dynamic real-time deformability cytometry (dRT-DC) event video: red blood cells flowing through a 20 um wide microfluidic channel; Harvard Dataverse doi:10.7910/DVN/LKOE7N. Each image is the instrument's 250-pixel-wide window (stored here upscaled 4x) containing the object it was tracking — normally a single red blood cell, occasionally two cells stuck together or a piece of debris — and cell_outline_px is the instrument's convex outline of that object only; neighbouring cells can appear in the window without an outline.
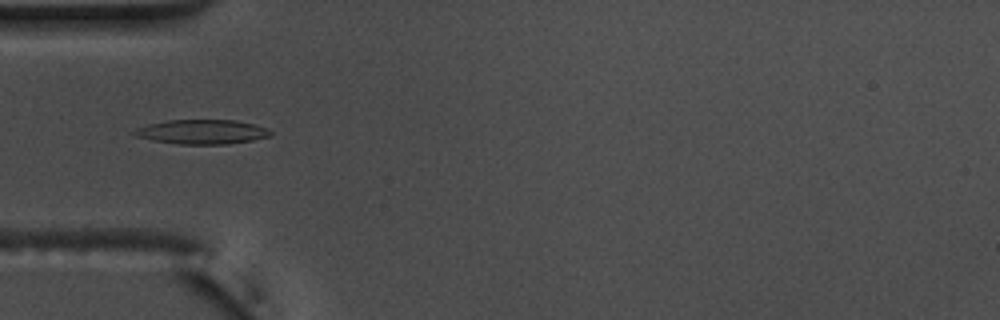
{"species": "common noctule bat (a hibernating species)", "species_latin": "Nyctalus noctula", "temperature_condition": "warm", "stored_images_in_passage": 53, "camera_frame_rate_fps": 3000, "um_per_image_px": 0.085, "animal": {"sex": "male", "body_mass_g": 17.5, "forearm_length_mm": 52.3}, "frame": {"image": 1, "passage_image": 16, "time_ms": 5.0, "image_size_px": [1000, 320], "cell_outline_px": [[272, 136], [252, 140], [228, 144], [180, 144], [152, 140], [136, 136], [132, 132], [136, 128], [148, 124], [168, 120], [236, 120], [268, 128], [272, 132]], "centroid_in_image_um": [17.19, 11.2], "position_along_channel_um": 67.8, "area_um2": 19.36}}
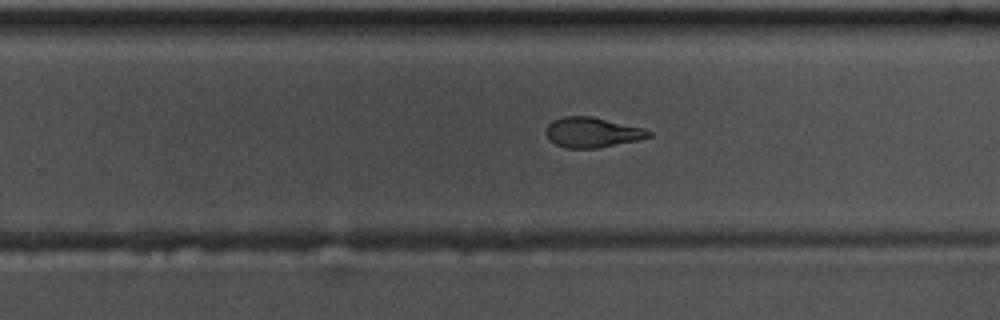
{"frame": {"image": 2, "passage_image": 33, "time_ms": 10.667, "image_size_px": [1000, 320], "cell_outline_px": [[652, 136], [640, 140], [596, 148], [564, 148], [548, 140], [544, 132], [548, 124], [552, 120], [564, 116], [592, 116], [644, 128], [652, 132]], "centroid_in_image_um": [50.32, 11.25], "position_along_channel_um": 279.5, "area_um2": 18.26}}
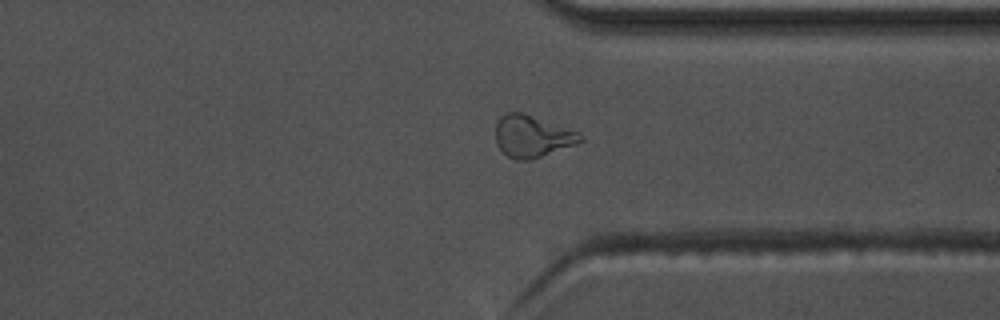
{"frame": {"image": 3, "passage_image": 40, "time_ms": 13.0, "image_size_px": [1000, 320], "cell_outline_px": [[584, 140], [576, 144], [528, 160], [516, 160], [508, 156], [496, 144], [496, 124], [500, 116], [504, 112], [520, 112], [576, 132], [584, 136]], "centroid_in_image_um": [45.19, 11.59], "position_along_channel_um": 366.2, "area_um2": 20.11}, "authors_computed_cell_mechanics": {"area_um2": 18.9006, "velocity_mm_per_s": 3.7389, "shape_relaxation_time_tau1_ms": 5.8212, "shape_relaxation_time_tau2_ms": 2.3384, "deformation_change_tau1": 0.197, "deformation_change_tau2": 0.0976}}